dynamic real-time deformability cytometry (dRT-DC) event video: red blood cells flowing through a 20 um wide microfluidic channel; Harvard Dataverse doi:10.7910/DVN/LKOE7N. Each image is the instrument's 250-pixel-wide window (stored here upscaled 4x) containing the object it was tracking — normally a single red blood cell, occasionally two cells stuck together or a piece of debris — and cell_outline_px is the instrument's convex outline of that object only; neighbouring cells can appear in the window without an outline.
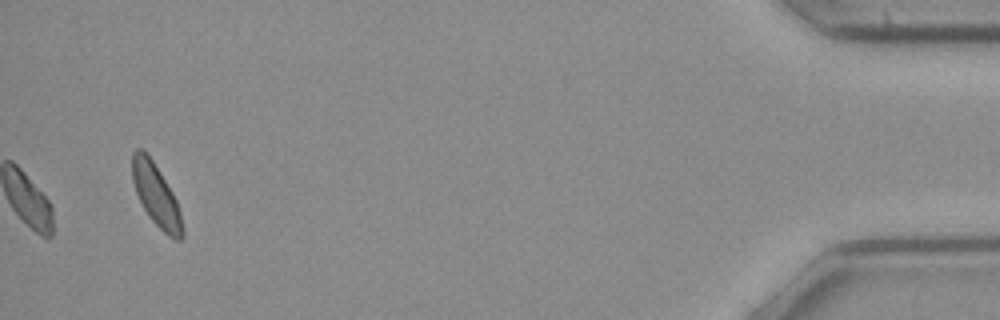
{"species": "common noctule bat (a hibernating species)", "species_latin": "Nyctalus noctula", "temperature_condition": "cold", "stored_images_in_passage": 37, "camera_frame_rate_fps": 3000, "um_per_image_px": 0.085, "animal": {"sex": "female", "body_mass_g": 21.9}, "frame": {"image": 1, "passage_image": 37, "time_ms": 12.0, "image_size_px": [1000, 320], "cell_outline_px": [[184, 236], [180, 240], [176, 240], [168, 236], [152, 220], [144, 208], [136, 192], [132, 180], [132, 152], [136, 148], [140, 148], [152, 160], [172, 192], [176, 200], [180, 212], [184, 232]], "centroid_in_image_um": [13.27, 16.61], "position_along_channel_um": 421.9, "area_um2": 17.8}, "authors_computed_cell_mechanics": {"area_um2": 17.7446, "velocity_mm_per_s": 3.9999, "shape_relaxation_time_tau1_ms": 10.7831, "shape_relaxation_time_tau2_ms": null, "deformation_change_tau1": 0.1368, "deformation_change_tau2": null}}